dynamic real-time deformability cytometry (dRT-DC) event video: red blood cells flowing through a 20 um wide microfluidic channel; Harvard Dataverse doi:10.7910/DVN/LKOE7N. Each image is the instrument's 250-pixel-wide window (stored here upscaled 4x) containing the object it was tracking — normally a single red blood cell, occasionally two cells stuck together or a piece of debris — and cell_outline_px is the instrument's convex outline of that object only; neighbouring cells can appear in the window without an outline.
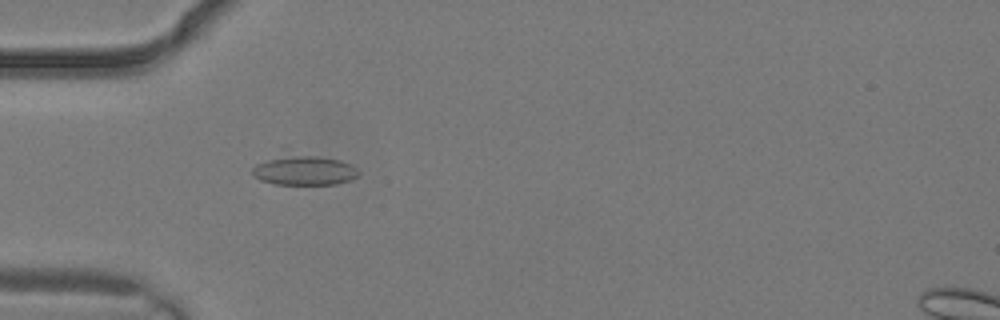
{"species": "common noctule bat (a hibernating species)", "species_latin": "Nyctalus noctula", "temperature_condition": "warm", "stored_images_in_passage": 4, "camera_frame_rate_fps": 3000, "um_per_image_px": 0.085, "animal": {"sex": "male", "body_mass_g": 19.2, "forearm_length_mm": 51.8}, "frame": {"image": 1, "passage_image": 3, "time_ms": 0.667, "image_size_px": [1000, 320], "cell_outline_px": [[360, 172], [352, 180], [336, 184], [276, 184], [260, 180], [252, 176], [252, 168], [256, 164], [268, 160], [296, 156], [316, 156], [340, 160], [352, 164]], "centroid_in_image_um": [25.91, 14.52], "position_along_channel_um": 59.1, "area_um2": 17.8}}